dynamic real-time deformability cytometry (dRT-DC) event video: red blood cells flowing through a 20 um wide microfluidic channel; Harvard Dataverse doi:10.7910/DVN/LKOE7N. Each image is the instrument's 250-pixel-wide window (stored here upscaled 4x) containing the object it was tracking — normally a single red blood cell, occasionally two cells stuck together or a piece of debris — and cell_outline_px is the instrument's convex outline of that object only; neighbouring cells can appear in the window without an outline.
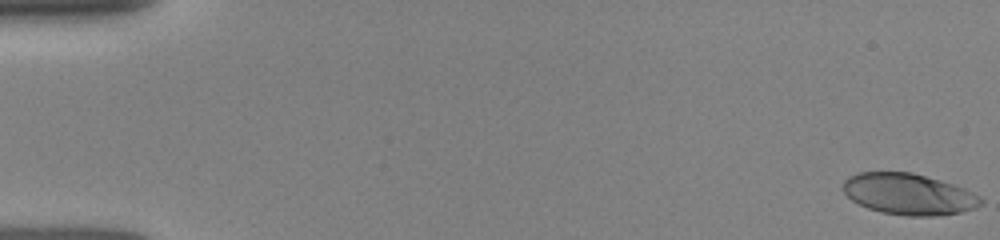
{"species": "human", "species_latin": "Homo sapiens", "temperature_condition": "room temperature", "stored_images_in_passage": 22, "camera_frame_rate_fps": 3000, "um_per_image_px": 0.085, "donor": {"sex": "female"}, "frame": {"image": 1, "passage_image": 1, "time_ms": 0.0, "image_size_px": [1000, 240], "cell_outline_px": [[984, 204], [976, 208], [960, 212], [936, 216], [904, 216], [880, 212], [868, 208], [852, 200], [844, 192], [844, 180], [848, 176], [860, 172], [912, 172], [940, 180], [964, 188], [980, 196], [984, 200]], "centroid_in_image_um": [77.27, 16.51], "position_along_channel_um": 7.7, "area_um2": 33.18}}
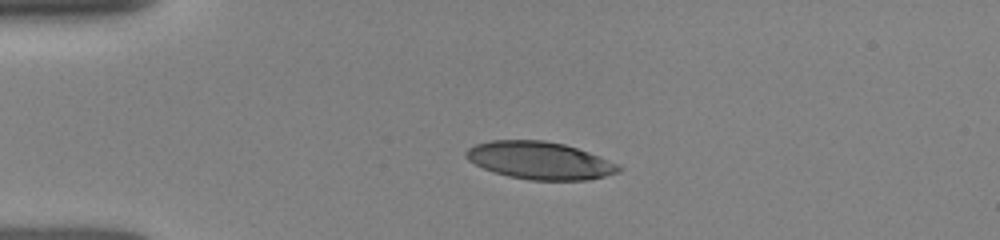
{"frame": {"image": 2, "passage_image": 18, "time_ms": 3.667, "image_size_px": [1000, 240], "cell_outline_px": [[624, 168], [620, 172], [588, 180], [528, 180], [508, 176], [484, 168], [468, 160], [464, 156], [464, 152], [468, 148], [476, 144], [492, 140], [544, 140], [564, 144], [588, 152], [620, 164]], "centroid_in_image_um": [45.9, 13.64], "position_along_channel_um": 39.1, "area_um2": 33.41}}